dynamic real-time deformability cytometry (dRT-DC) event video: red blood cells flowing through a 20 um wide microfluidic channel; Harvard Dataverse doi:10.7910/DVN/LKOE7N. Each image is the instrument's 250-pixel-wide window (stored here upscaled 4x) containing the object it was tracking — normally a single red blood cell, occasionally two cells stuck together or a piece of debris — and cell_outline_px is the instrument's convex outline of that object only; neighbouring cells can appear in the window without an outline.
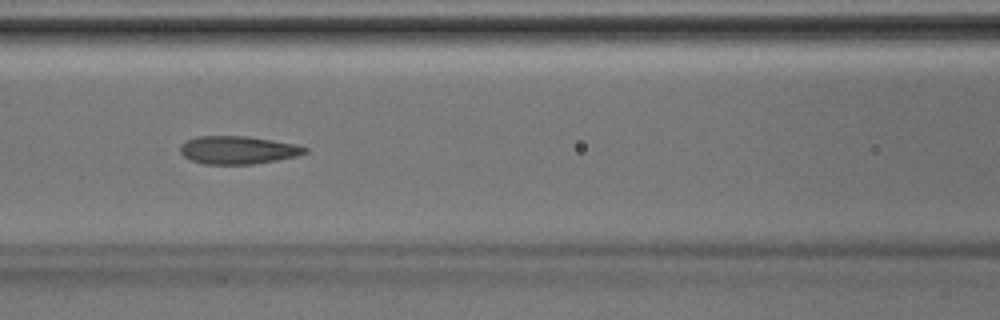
{"species": "Egyptian fruit bat (a non-hibernating species)", "species_latin": "Rousettus aegyptiacus", "temperature_condition": "room temperature", "stored_images_in_passage": 41, "camera_frame_rate_fps": 3000, "um_per_image_px": 0.085, "animal": {"sex": "male"}, "frame": {"image": 1, "passage_image": 18, "time_ms": 5.667, "image_size_px": [1000, 320], "cell_outline_px": [[308, 152], [296, 156], [276, 160], [252, 164], [204, 164], [192, 160], [184, 156], [180, 152], [180, 144], [184, 140], [196, 136], [248, 136], [272, 140], [292, 144], [308, 148]], "centroid_in_image_um": [20.17, 12.74], "position_along_channel_um": 146.4, "area_um2": 20.29}}
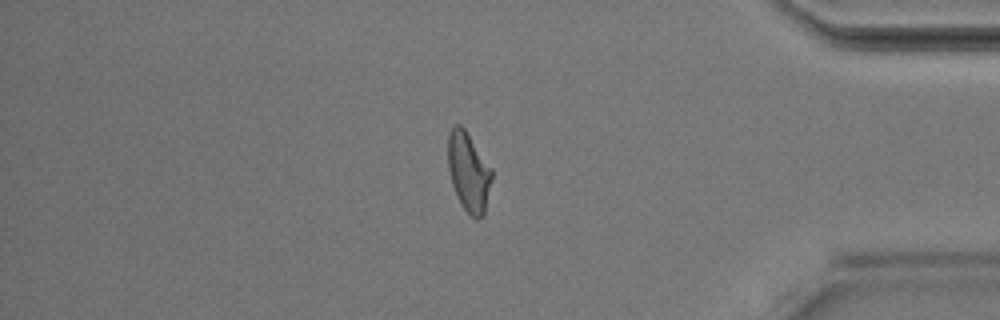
{"frame": {"image": 2, "passage_image": 35, "time_ms": 11.333, "image_size_px": [1000, 320], "cell_outline_px": [[492, 176], [484, 216], [476, 220], [464, 208], [452, 184], [448, 168], [448, 136], [452, 128], [456, 124], [460, 124], [464, 128], [492, 168]], "centroid_in_image_um": [39.84, 14.61], "position_along_channel_um": 395.4, "area_um2": 19.94}}